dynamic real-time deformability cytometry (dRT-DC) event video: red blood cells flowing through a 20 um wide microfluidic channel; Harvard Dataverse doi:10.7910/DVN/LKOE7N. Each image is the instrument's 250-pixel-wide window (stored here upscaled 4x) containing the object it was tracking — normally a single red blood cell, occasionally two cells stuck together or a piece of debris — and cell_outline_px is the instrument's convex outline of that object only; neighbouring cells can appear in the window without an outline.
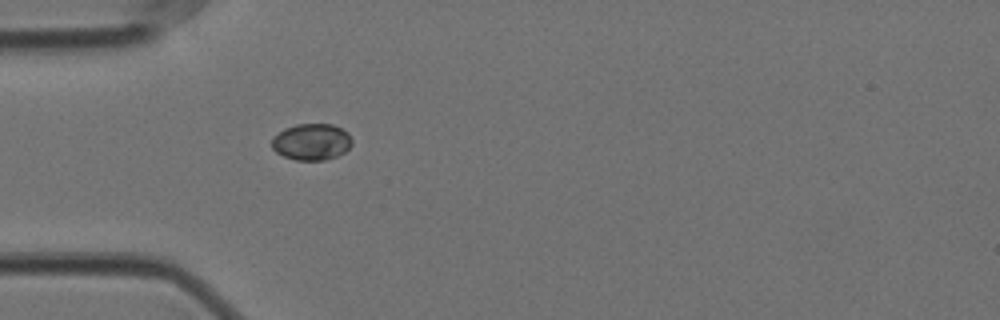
{"species": "Egyptian fruit bat (a non-hibernating species)", "species_latin": "Rousettus aegyptiacus", "temperature_condition": "cold", "stored_images_in_passage": 30, "camera_frame_rate_fps": 3000, "um_per_image_px": 0.085, "animal": {"sex": "female"}, "frame": {"image": 1, "passage_image": 1, "time_ms": 0.0, "image_size_px": [1000, 320], "cell_outline_px": [[352, 144], [344, 152], [336, 156], [324, 160], [296, 160], [284, 156], [276, 152], [272, 148], [272, 136], [284, 128], [296, 124], [332, 124], [348, 132], [352, 140]], "centroid_in_image_um": [26.46, 12.05], "position_along_channel_um": 58.5, "area_um2": 17.11}}
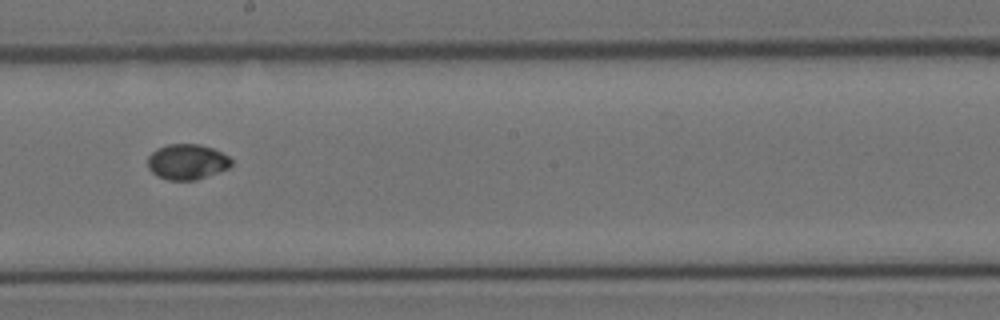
{"frame": {"image": 2, "passage_image": 16, "time_ms": 5.0, "image_size_px": [1000, 320], "cell_outline_px": [[232, 164], [228, 168], [196, 180], [168, 180], [156, 176], [148, 168], [148, 156], [156, 148], [168, 144], [200, 144], [212, 148], [228, 156], [232, 160]], "centroid_in_image_um": [15.87, 13.75], "position_along_channel_um": 232.3, "area_um2": 17.28}}
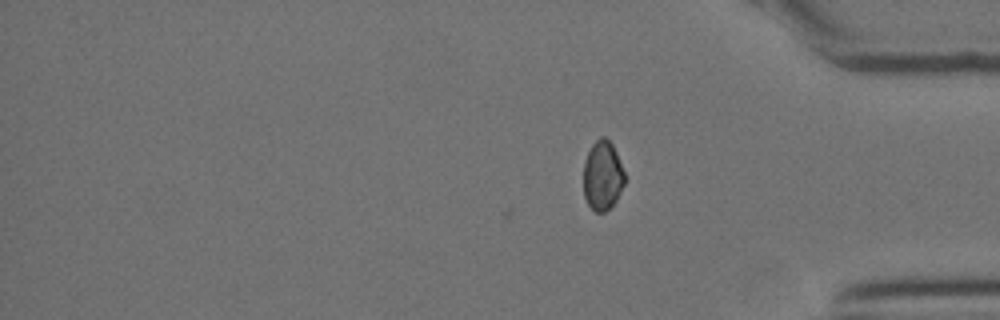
{"frame": {"image": 3, "passage_image": 30, "time_ms": 9.667, "image_size_px": [1000, 320], "cell_outline_px": [[624, 184], [616, 200], [604, 212], [596, 212], [588, 204], [584, 196], [584, 160], [592, 144], [600, 136], [604, 136], [612, 144], [616, 152], [624, 172]], "centroid_in_image_um": [51.21, 14.91], "position_along_channel_um": 384.0, "area_um2": 16.47}, "authors_computed_cell_mechanics": {"area_um2": 17.3111, "velocity_mm_per_s": 3.5322, "shape_relaxation_time_tau1_ms": null, "shape_relaxation_time_tau2_ms": 2.53, "deformation_change_tau1": null, "deformation_change_tau2": 0.0217}}